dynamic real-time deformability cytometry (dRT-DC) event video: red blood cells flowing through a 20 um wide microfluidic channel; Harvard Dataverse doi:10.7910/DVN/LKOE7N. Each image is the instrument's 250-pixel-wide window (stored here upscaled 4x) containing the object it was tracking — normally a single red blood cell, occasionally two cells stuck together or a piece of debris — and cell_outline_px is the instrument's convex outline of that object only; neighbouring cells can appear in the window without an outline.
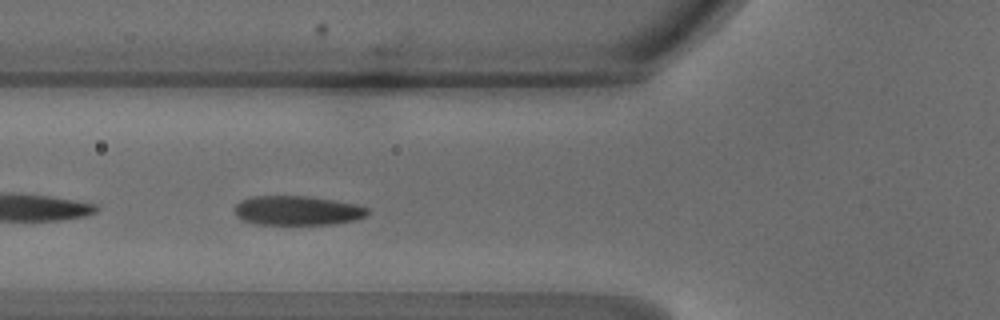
{"species": "common noctule bat (a hibernating species)", "species_latin": "Nyctalus noctula", "temperature_condition": "warm", "stored_images_in_passage": 38, "camera_frame_rate_fps": 3000, "um_per_image_px": 0.085, "animal": {"sex": "male", "body_mass_g": 18.8}, "frame": {"image": 1, "passage_image": 10, "time_ms": 3.0, "image_size_px": [1000, 320], "cell_outline_px": [[368, 216], [356, 220], [332, 224], [256, 224], [240, 220], [236, 216], [236, 204], [240, 200], [252, 196], [308, 196], [356, 204], [368, 208]], "centroid_in_image_um": [25.27, 17.9], "position_along_channel_um": 100.5, "area_um2": 22.83}}
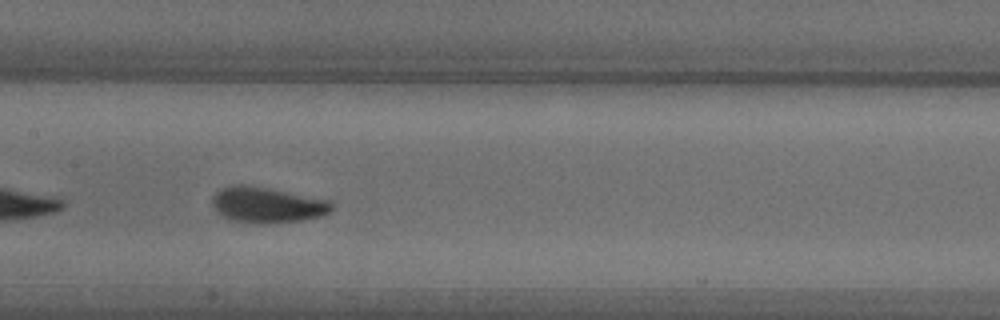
{"frame": {"image": 2, "passage_image": 16, "time_ms": 5.0, "image_size_px": [1000, 320], "cell_outline_px": [[332, 212], [320, 216], [304, 220], [268, 224], [252, 224], [228, 220], [212, 204], [212, 196], [220, 188], [232, 184], [252, 184], [332, 200]], "centroid_in_image_um": [22.73, 17.4], "position_along_channel_um": 184.7, "area_um2": 25.61}}
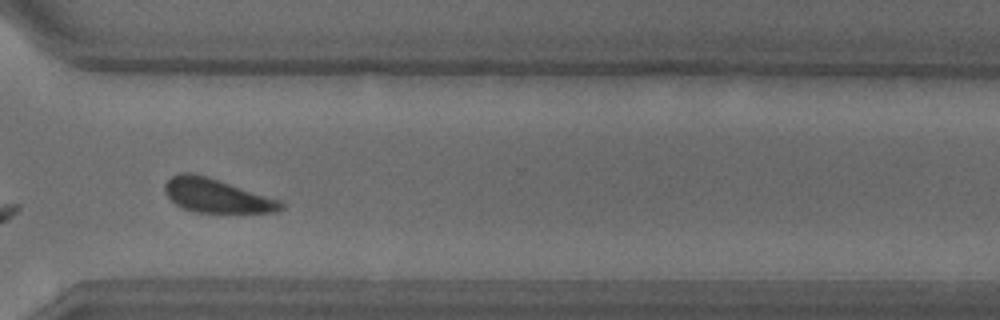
{"frame": {"image": 3, "passage_image": 28, "time_ms": 9.0, "image_size_px": [1000, 320], "cell_outline_px": [[284, 208], [276, 212], [196, 212], [184, 208], [176, 204], [164, 192], [164, 184], [172, 176], [180, 172], [192, 172], [208, 176], [284, 200]], "centroid_in_image_um": [18.46, 16.61], "position_along_channel_um": 352.1, "area_um2": 23.24}, "authors_computed_cell_mechanics": {"area_um2": 23.9292, "velocity_mm_per_s": 4.1898, "shape_relaxation_time_tau1_ms": 3.7636, "shape_relaxation_time_tau2_ms": 0.8939, "deformation_change_tau1": 0.1626, "deformation_change_tau2": 0.0617}}